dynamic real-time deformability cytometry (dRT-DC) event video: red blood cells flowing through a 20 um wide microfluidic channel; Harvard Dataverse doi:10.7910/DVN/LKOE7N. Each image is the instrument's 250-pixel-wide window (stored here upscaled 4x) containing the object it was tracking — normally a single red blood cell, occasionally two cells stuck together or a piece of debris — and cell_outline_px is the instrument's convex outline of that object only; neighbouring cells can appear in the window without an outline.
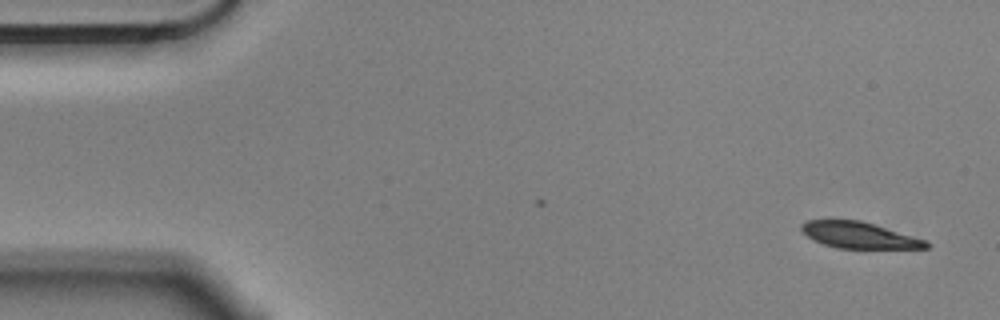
{"species": "Egyptian fruit bat (a non-hibernating species)", "species_latin": "Rousettus aegyptiacus", "temperature_condition": "cold", "stored_images_in_passage": 2, "camera_frame_rate_fps": 3000, "um_per_image_px": 0.085, "animal": {"sex": "male"}, "frame": {"image": 1, "passage_image": 2, "time_ms": 0.333, "image_size_px": [1000, 320], "cell_outline_px": [[932, 244], [928, 248], [836, 248], [824, 244], [808, 236], [800, 228], [800, 224], [804, 220], [860, 220], [928, 240]], "centroid_in_image_um": [73.06, 19.99], "position_along_channel_um": 11.9, "area_um2": 19.02}}